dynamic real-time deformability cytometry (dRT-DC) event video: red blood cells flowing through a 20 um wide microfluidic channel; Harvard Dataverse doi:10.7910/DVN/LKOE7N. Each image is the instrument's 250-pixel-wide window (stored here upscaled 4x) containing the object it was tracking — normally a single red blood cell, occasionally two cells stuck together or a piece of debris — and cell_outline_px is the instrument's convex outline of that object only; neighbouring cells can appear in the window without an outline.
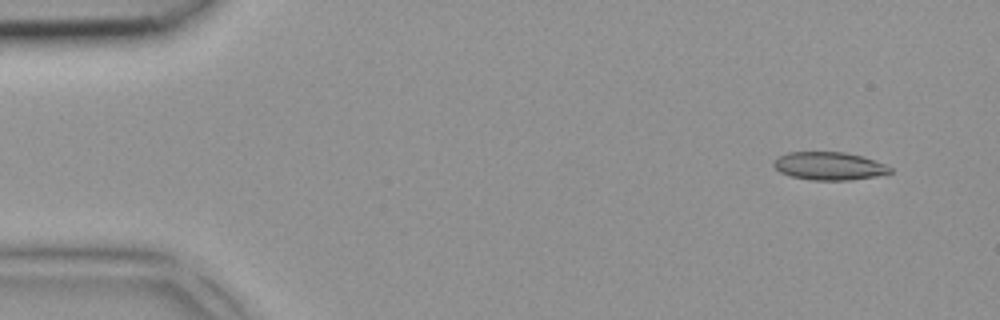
{"species": "common noctule bat (a hibernating species)", "species_latin": "Nyctalus noctula", "temperature_condition": "room temperature", "stored_images_in_passage": 3, "camera_frame_rate_fps": 3000, "um_per_image_px": 0.085, "animal": {"sex": "female", "body_mass_g": 18.4}, "frame": {"image": 1, "passage_image": 1, "time_ms": 0.0, "image_size_px": [1000, 320], "cell_outline_px": [[892, 172], [876, 176], [852, 180], [812, 180], [792, 176], [780, 172], [772, 164], [772, 160], [788, 152], [844, 152], [860, 156], [884, 164], [892, 168]], "centroid_in_image_um": [70.45, 14.11], "position_along_channel_um": 14.5, "area_um2": 18.84}}
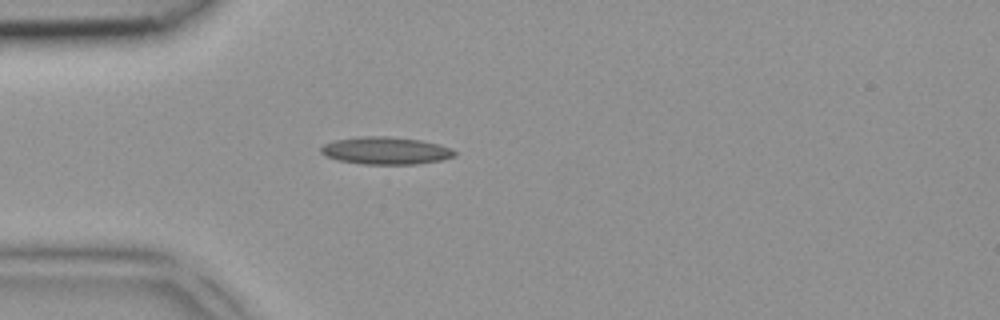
{"frame": {"image": 2, "passage_image": 3, "time_ms": 0.667, "image_size_px": [1000, 320], "cell_outline_px": [[456, 156], [440, 160], [416, 164], [364, 164], [340, 160], [324, 156], [320, 152], [320, 148], [324, 144], [332, 140], [360, 136], [388, 136], [420, 140], [440, 144], [452, 148], [456, 152]], "centroid_in_image_um": [32.78, 12.79], "position_along_channel_um": 52.2, "area_um2": 21.5}}